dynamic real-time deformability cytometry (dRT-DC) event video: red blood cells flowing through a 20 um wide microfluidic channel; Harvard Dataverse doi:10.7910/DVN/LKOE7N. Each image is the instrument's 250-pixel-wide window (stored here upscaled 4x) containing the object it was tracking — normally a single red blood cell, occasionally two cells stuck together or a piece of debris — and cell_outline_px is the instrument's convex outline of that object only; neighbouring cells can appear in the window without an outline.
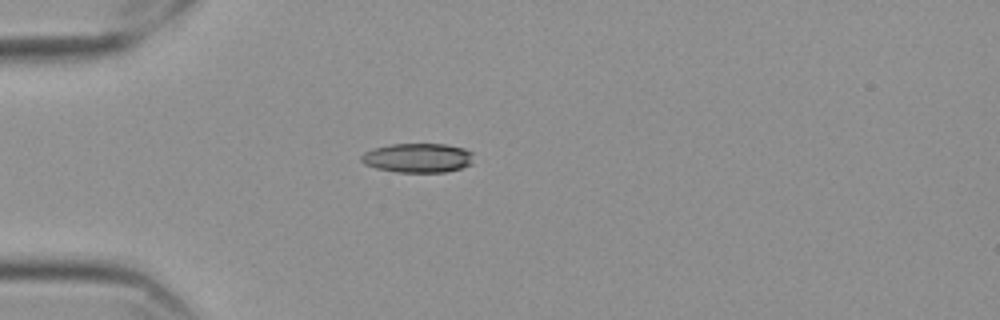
{"species": "Egyptian fruit bat (a non-hibernating species)", "species_latin": "Rousettus aegyptiacus", "temperature_condition": "cold", "stored_images_in_passage": 42, "camera_frame_rate_fps": 3000, "um_per_image_px": 0.085, "frame": {"image": 1, "passage_image": 1, "time_ms": 0.0, "image_size_px": [1000, 320], "cell_outline_px": [[472, 164], [460, 168], [444, 172], [396, 172], [376, 168], [364, 164], [360, 160], [360, 156], [364, 152], [372, 148], [392, 144], [444, 144], [464, 148], [472, 152]], "centroid_in_image_um": [35.48, 13.42], "position_along_channel_um": 49.5, "area_um2": 19.25}}
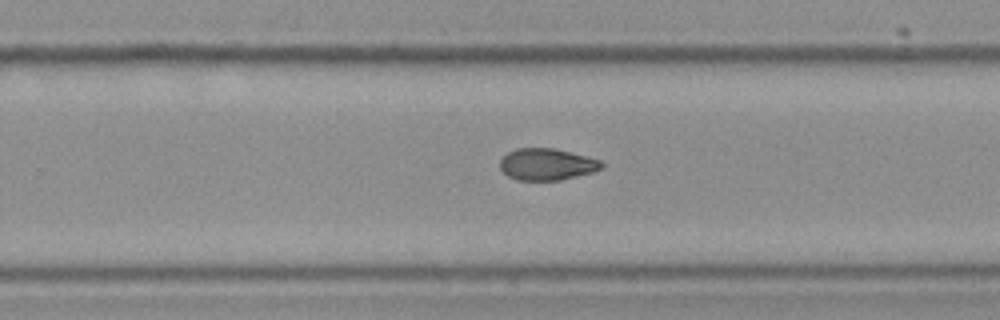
{"frame": {"image": 2, "passage_image": 22, "time_ms": 7.0, "image_size_px": [1000, 320], "cell_outline_px": [[604, 168], [592, 172], [560, 180], [516, 180], [508, 176], [500, 168], [500, 160], [508, 152], [516, 148], [556, 148], [600, 160], [604, 164]], "centroid_in_image_um": [46.48, 13.96], "position_along_channel_um": 283.3, "area_um2": 18.79}}
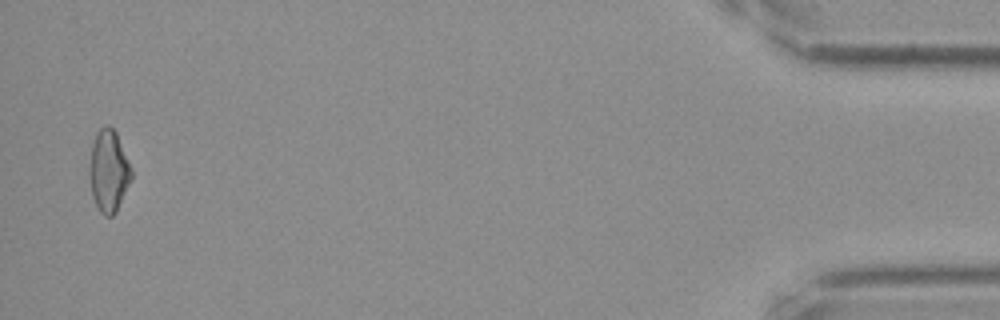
{"frame": {"image": 3, "passage_image": 41, "time_ms": 13.333, "image_size_px": [1000, 320], "cell_outline_px": [[132, 176], [116, 212], [112, 216], [104, 216], [100, 212], [92, 196], [88, 176], [88, 172], [92, 144], [96, 132], [104, 124], [108, 124], [116, 132], [132, 168]], "centroid_in_image_um": [9.21, 14.51], "position_along_channel_um": 426.0, "area_um2": 20.17}, "authors_computed_cell_mechanics": {"area_um2": 19.3052, "velocity_mm_per_s": 3.5613, "shape_relaxation_time_tau1_ms": null, "shape_relaxation_time_tau2_ms": 9.8046, "deformation_change_tau1": null, "deformation_change_tau2": 0.151}}